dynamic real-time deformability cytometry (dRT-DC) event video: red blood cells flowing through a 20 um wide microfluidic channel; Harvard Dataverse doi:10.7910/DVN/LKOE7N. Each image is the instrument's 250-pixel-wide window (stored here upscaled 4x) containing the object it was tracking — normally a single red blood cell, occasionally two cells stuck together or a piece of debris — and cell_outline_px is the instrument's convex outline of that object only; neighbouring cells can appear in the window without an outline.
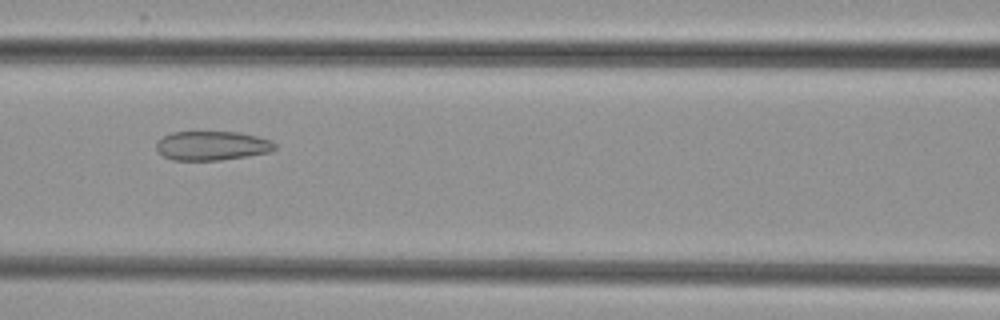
{"species": "common noctule bat (a hibernating species)", "species_latin": "Nyctalus noctula", "temperature_condition": "cold", "stored_images_in_passage": 9, "camera_frame_rate_fps": 3000, "um_per_image_px": 0.085, "animal": {"sex": "female", "body_mass_g": 29.2, "forearm_length_mm": 56.3}, "frame": {"image": 1, "passage_image": 7, "time_ms": 7.0, "image_size_px": [1000, 320], "cell_outline_px": [[276, 148], [268, 152], [248, 156], [220, 160], [172, 160], [164, 156], [156, 148], [156, 144], [164, 136], [172, 132], [240, 132], [272, 140], [276, 144]], "centroid_in_image_um": [18.05, 12.38], "position_along_channel_um": 148.6, "area_um2": 20.06}}
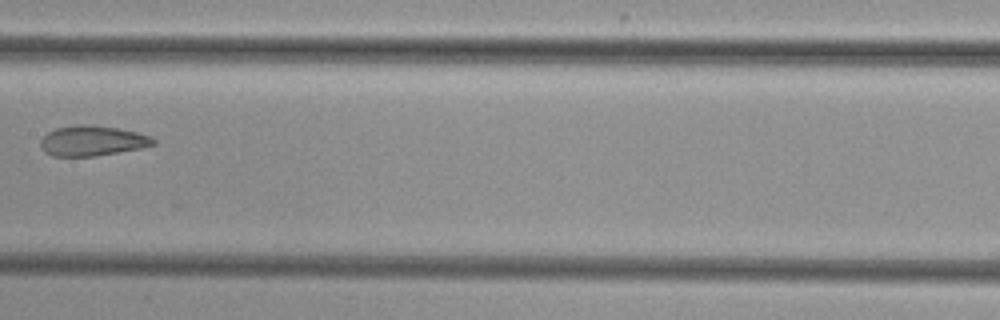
{"frame": {"image": 2, "passage_image": 8, "time_ms": 8.333, "image_size_px": [1000, 320], "cell_outline_px": [[156, 144], [140, 148], [96, 156], [52, 156], [44, 152], [40, 148], [40, 140], [48, 132], [56, 128], [76, 124], [92, 124], [116, 128], [136, 132], [152, 136], [156, 140]], "centroid_in_image_um": [7.83, 11.96], "position_along_channel_um": 199.6, "area_um2": 20.0}}
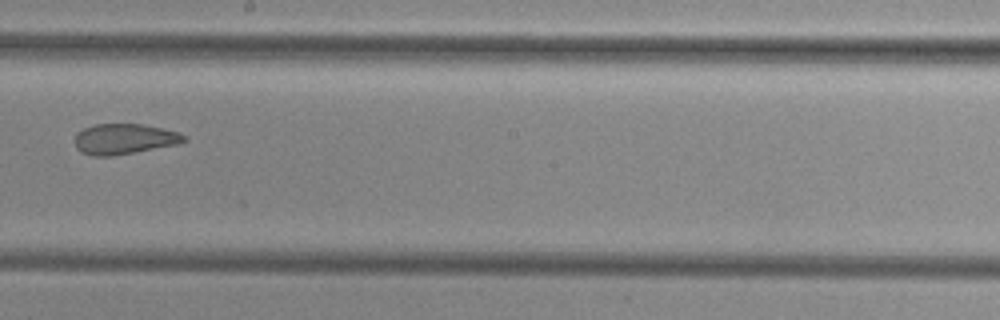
{"frame": {"image": 3, "passage_image": 9, "time_ms": 9.333, "image_size_px": [1000, 320], "cell_outline_px": [[188, 140], [180, 144], [112, 156], [92, 156], [80, 152], [76, 148], [72, 140], [76, 132], [84, 128], [96, 124], [140, 124], [180, 132]], "centroid_in_image_um": [10.51, 11.82], "position_along_channel_um": 237.7, "area_um2": 19.65}}